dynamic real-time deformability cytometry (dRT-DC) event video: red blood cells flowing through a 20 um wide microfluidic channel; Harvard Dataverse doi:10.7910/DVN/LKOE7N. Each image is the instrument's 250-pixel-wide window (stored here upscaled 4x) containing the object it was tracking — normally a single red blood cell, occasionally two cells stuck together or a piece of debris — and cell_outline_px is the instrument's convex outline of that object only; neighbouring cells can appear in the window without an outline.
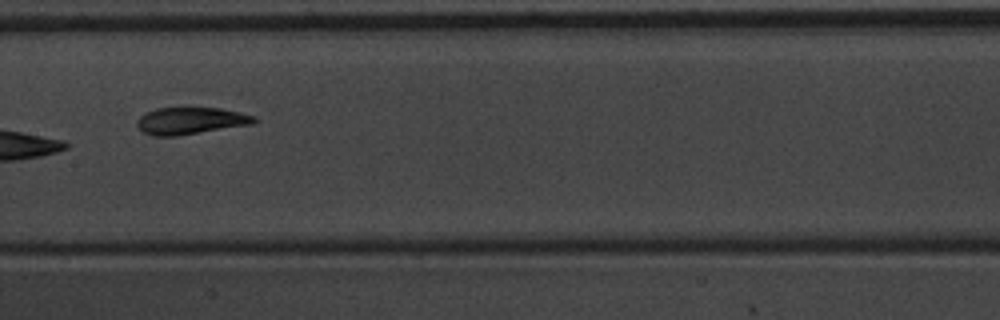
{"species": "common noctule bat (a hibernating species)", "species_latin": "Nyctalus noctula", "temperature_condition": "warm", "stored_images_in_passage": 10, "camera_frame_rate_fps": 3000, "um_per_image_px": 0.085, "animal": {"sex": "male", "body_mass_g": 20.1, "forearm_length_mm": 53.5}, "frame": {"image": 1, "passage_image": 9, "time_ms": 2.667, "image_size_px": [1000, 320], "cell_outline_px": [[256, 120], [252, 124], [176, 136], [152, 136], [144, 132], [136, 124], [136, 120], [140, 116], [156, 108], [220, 108], [240, 112], [256, 116]], "centroid_in_image_um": [16.2, 10.26], "position_along_channel_um": 191.2, "area_um2": 18.26}}